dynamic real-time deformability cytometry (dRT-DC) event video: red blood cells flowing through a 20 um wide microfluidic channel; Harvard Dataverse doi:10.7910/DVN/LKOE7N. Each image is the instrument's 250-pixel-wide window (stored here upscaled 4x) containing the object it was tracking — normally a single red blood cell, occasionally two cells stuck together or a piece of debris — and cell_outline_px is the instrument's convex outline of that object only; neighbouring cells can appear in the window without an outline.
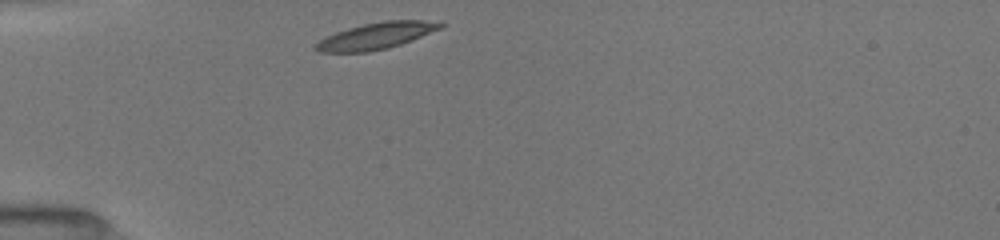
{"species": "common noctule bat (a hibernating species)", "species_latin": "Nyctalus noctula", "temperature_condition": "room temperature", "stored_images_in_passage": 37, "camera_frame_rate_fps": 3000, "um_per_image_px": 0.085, "animal": {"sex": "female", "body_mass_g": 19.5, "forearm_length_mm": 54.1}, "frame": {"image": 1, "passage_image": 1, "time_ms": 0.0, "image_size_px": [1000, 240], "cell_outline_px": [[444, 28], [412, 40], [388, 48], [368, 52], [320, 52], [312, 48], [320, 40], [336, 32], [348, 28], [364, 24], [384, 20], [424, 20], [444, 24]], "centroid_in_image_um": [32.0, 3.05], "position_along_channel_um": 53.0, "area_um2": 19.19}}
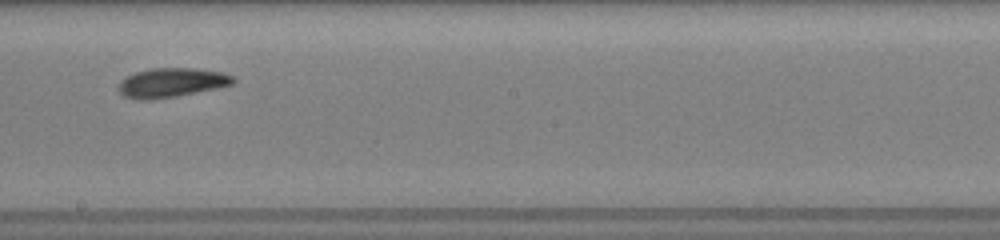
{"frame": {"image": 2, "passage_image": 16, "time_ms": 5.0, "image_size_px": [1000, 240], "cell_outline_px": [[236, 80], [232, 84], [216, 88], [176, 96], [152, 100], [140, 100], [124, 96], [120, 92], [120, 80], [136, 72], [152, 68], [196, 68], [224, 72], [232, 76]], "centroid_in_image_um": [14.6, 7.02], "position_along_channel_um": 233.6, "area_um2": 19.42}}
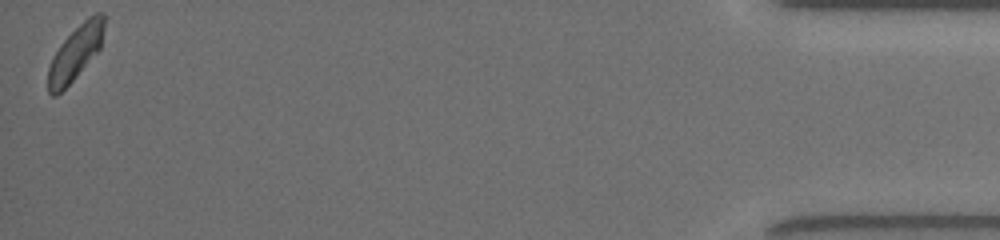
{"frame": {"image": 3, "passage_image": 37, "time_ms": 12.0, "image_size_px": [1000, 240], "cell_outline_px": [[104, 28], [100, 48], [72, 80], [56, 96], [52, 96], [48, 92], [48, 68], [60, 44], [88, 16], [96, 12], [104, 12]], "centroid_in_image_um": [6.42, 4.47], "position_along_channel_um": 428.8, "area_um2": 17.28}, "authors_computed_cell_mechanics": {"area_um2": 18.7272, "velocity_mm_per_s": 3.9582, "shape_relaxation_time_tau1_ms": 3.2713, "shape_relaxation_time_tau2_ms": null, "deformation_change_tau1": 0.1085, "deformation_change_tau2": null}}